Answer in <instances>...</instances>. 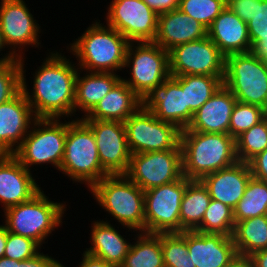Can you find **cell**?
<instances>
[{
  "label": "cell",
  "instance_id": "cell-30",
  "mask_svg": "<svg viewBox=\"0 0 267 267\" xmlns=\"http://www.w3.org/2000/svg\"><path fill=\"white\" fill-rule=\"evenodd\" d=\"M211 197L200 180H192L184 192L180 205V233L194 231L203 219Z\"/></svg>",
  "mask_w": 267,
  "mask_h": 267
},
{
  "label": "cell",
  "instance_id": "cell-28",
  "mask_svg": "<svg viewBox=\"0 0 267 267\" xmlns=\"http://www.w3.org/2000/svg\"><path fill=\"white\" fill-rule=\"evenodd\" d=\"M232 238L238 257L249 258L267 249V215L237 222Z\"/></svg>",
  "mask_w": 267,
  "mask_h": 267
},
{
  "label": "cell",
  "instance_id": "cell-5",
  "mask_svg": "<svg viewBox=\"0 0 267 267\" xmlns=\"http://www.w3.org/2000/svg\"><path fill=\"white\" fill-rule=\"evenodd\" d=\"M67 206L66 201L54 202L41 190L29 201L4 210L2 223L8 232L31 238L43 247L65 222Z\"/></svg>",
  "mask_w": 267,
  "mask_h": 267
},
{
  "label": "cell",
  "instance_id": "cell-4",
  "mask_svg": "<svg viewBox=\"0 0 267 267\" xmlns=\"http://www.w3.org/2000/svg\"><path fill=\"white\" fill-rule=\"evenodd\" d=\"M88 191L96 205L112 217L102 221L111 223L114 220L120 229L128 230L126 234L144 232V191L126 175L103 177Z\"/></svg>",
  "mask_w": 267,
  "mask_h": 267
},
{
  "label": "cell",
  "instance_id": "cell-16",
  "mask_svg": "<svg viewBox=\"0 0 267 267\" xmlns=\"http://www.w3.org/2000/svg\"><path fill=\"white\" fill-rule=\"evenodd\" d=\"M93 132L102 168L109 175H125L131 152L124 122L82 120Z\"/></svg>",
  "mask_w": 267,
  "mask_h": 267
},
{
  "label": "cell",
  "instance_id": "cell-47",
  "mask_svg": "<svg viewBox=\"0 0 267 267\" xmlns=\"http://www.w3.org/2000/svg\"><path fill=\"white\" fill-rule=\"evenodd\" d=\"M249 260L252 267H267V249L254 253Z\"/></svg>",
  "mask_w": 267,
  "mask_h": 267
},
{
  "label": "cell",
  "instance_id": "cell-42",
  "mask_svg": "<svg viewBox=\"0 0 267 267\" xmlns=\"http://www.w3.org/2000/svg\"><path fill=\"white\" fill-rule=\"evenodd\" d=\"M63 264L62 261L60 262L43 251L30 259L19 261V267H63Z\"/></svg>",
  "mask_w": 267,
  "mask_h": 267
},
{
  "label": "cell",
  "instance_id": "cell-23",
  "mask_svg": "<svg viewBox=\"0 0 267 267\" xmlns=\"http://www.w3.org/2000/svg\"><path fill=\"white\" fill-rule=\"evenodd\" d=\"M207 36V28L178 8L158 15L154 43L169 51L173 47Z\"/></svg>",
  "mask_w": 267,
  "mask_h": 267
},
{
  "label": "cell",
  "instance_id": "cell-21",
  "mask_svg": "<svg viewBox=\"0 0 267 267\" xmlns=\"http://www.w3.org/2000/svg\"><path fill=\"white\" fill-rule=\"evenodd\" d=\"M252 176L248 163L235 164L204 176L200 181L207 188L211 199L234 209L243 197Z\"/></svg>",
  "mask_w": 267,
  "mask_h": 267
},
{
  "label": "cell",
  "instance_id": "cell-15",
  "mask_svg": "<svg viewBox=\"0 0 267 267\" xmlns=\"http://www.w3.org/2000/svg\"><path fill=\"white\" fill-rule=\"evenodd\" d=\"M143 191L179 180L182 172V151L172 149L131 154L125 174Z\"/></svg>",
  "mask_w": 267,
  "mask_h": 267
},
{
  "label": "cell",
  "instance_id": "cell-45",
  "mask_svg": "<svg viewBox=\"0 0 267 267\" xmlns=\"http://www.w3.org/2000/svg\"><path fill=\"white\" fill-rule=\"evenodd\" d=\"M82 254V258L80 260V263H78L79 265L76 266V267H116L114 265H111V264H108L106 263L104 260L102 259H99V258H96L92 255H89L87 253H85L83 251L80 252ZM65 266L63 267H66V264H64Z\"/></svg>",
  "mask_w": 267,
  "mask_h": 267
},
{
  "label": "cell",
  "instance_id": "cell-38",
  "mask_svg": "<svg viewBox=\"0 0 267 267\" xmlns=\"http://www.w3.org/2000/svg\"><path fill=\"white\" fill-rule=\"evenodd\" d=\"M20 59L0 63V104L14 98L22 90Z\"/></svg>",
  "mask_w": 267,
  "mask_h": 267
},
{
  "label": "cell",
  "instance_id": "cell-27",
  "mask_svg": "<svg viewBox=\"0 0 267 267\" xmlns=\"http://www.w3.org/2000/svg\"><path fill=\"white\" fill-rule=\"evenodd\" d=\"M142 106V99L122 80L81 120L125 122Z\"/></svg>",
  "mask_w": 267,
  "mask_h": 267
},
{
  "label": "cell",
  "instance_id": "cell-20",
  "mask_svg": "<svg viewBox=\"0 0 267 267\" xmlns=\"http://www.w3.org/2000/svg\"><path fill=\"white\" fill-rule=\"evenodd\" d=\"M192 267H227L238 254L232 236L187 231Z\"/></svg>",
  "mask_w": 267,
  "mask_h": 267
},
{
  "label": "cell",
  "instance_id": "cell-31",
  "mask_svg": "<svg viewBox=\"0 0 267 267\" xmlns=\"http://www.w3.org/2000/svg\"><path fill=\"white\" fill-rule=\"evenodd\" d=\"M185 91L186 107L194 114L223 84L224 76H171Z\"/></svg>",
  "mask_w": 267,
  "mask_h": 267
},
{
  "label": "cell",
  "instance_id": "cell-51",
  "mask_svg": "<svg viewBox=\"0 0 267 267\" xmlns=\"http://www.w3.org/2000/svg\"><path fill=\"white\" fill-rule=\"evenodd\" d=\"M0 267H19V261L2 257L0 258Z\"/></svg>",
  "mask_w": 267,
  "mask_h": 267
},
{
  "label": "cell",
  "instance_id": "cell-50",
  "mask_svg": "<svg viewBox=\"0 0 267 267\" xmlns=\"http://www.w3.org/2000/svg\"><path fill=\"white\" fill-rule=\"evenodd\" d=\"M227 267H252L249 258L238 257Z\"/></svg>",
  "mask_w": 267,
  "mask_h": 267
},
{
  "label": "cell",
  "instance_id": "cell-12",
  "mask_svg": "<svg viewBox=\"0 0 267 267\" xmlns=\"http://www.w3.org/2000/svg\"><path fill=\"white\" fill-rule=\"evenodd\" d=\"M28 7L24 0H0V29L3 40L17 58L24 57L27 48L40 50L43 47L42 40L39 39L41 32L44 34L43 28Z\"/></svg>",
  "mask_w": 267,
  "mask_h": 267
},
{
  "label": "cell",
  "instance_id": "cell-34",
  "mask_svg": "<svg viewBox=\"0 0 267 267\" xmlns=\"http://www.w3.org/2000/svg\"><path fill=\"white\" fill-rule=\"evenodd\" d=\"M238 161L248 163L267 149V116L235 139Z\"/></svg>",
  "mask_w": 267,
  "mask_h": 267
},
{
  "label": "cell",
  "instance_id": "cell-52",
  "mask_svg": "<svg viewBox=\"0 0 267 267\" xmlns=\"http://www.w3.org/2000/svg\"><path fill=\"white\" fill-rule=\"evenodd\" d=\"M264 61H265V64H266V66H267V57L264 59Z\"/></svg>",
  "mask_w": 267,
  "mask_h": 267
},
{
  "label": "cell",
  "instance_id": "cell-26",
  "mask_svg": "<svg viewBox=\"0 0 267 267\" xmlns=\"http://www.w3.org/2000/svg\"><path fill=\"white\" fill-rule=\"evenodd\" d=\"M121 77L117 73L79 69L75 80L74 119L85 117L115 87ZM77 112H81L80 115Z\"/></svg>",
  "mask_w": 267,
  "mask_h": 267
},
{
  "label": "cell",
  "instance_id": "cell-24",
  "mask_svg": "<svg viewBox=\"0 0 267 267\" xmlns=\"http://www.w3.org/2000/svg\"><path fill=\"white\" fill-rule=\"evenodd\" d=\"M91 222L89 234V244H91L90 247L85 248L84 252L102 259L108 264L120 267L130 250L132 244L130 239L119 230L116 224L101 219H94Z\"/></svg>",
  "mask_w": 267,
  "mask_h": 267
},
{
  "label": "cell",
  "instance_id": "cell-3",
  "mask_svg": "<svg viewBox=\"0 0 267 267\" xmlns=\"http://www.w3.org/2000/svg\"><path fill=\"white\" fill-rule=\"evenodd\" d=\"M182 172L189 180L204 176L235 164V139L224 133L181 131Z\"/></svg>",
  "mask_w": 267,
  "mask_h": 267
},
{
  "label": "cell",
  "instance_id": "cell-37",
  "mask_svg": "<svg viewBox=\"0 0 267 267\" xmlns=\"http://www.w3.org/2000/svg\"><path fill=\"white\" fill-rule=\"evenodd\" d=\"M226 7V0H180L178 9L207 29Z\"/></svg>",
  "mask_w": 267,
  "mask_h": 267
},
{
  "label": "cell",
  "instance_id": "cell-43",
  "mask_svg": "<svg viewBox=\"0 0 267 267\" xmlns=\"http://www.w3.org/2000/svg\"><path fill=\"white\" fill-rule=\"evenodd\" d=\"M248 165L253 177L267 182V149L252 158Z\"/></svg>",
  "mask_w": 267,
  "mask_h": 267
},
{
  "label": "cell",
  "instance_id": "cell-48",
  "mask_svg": "<svg viewBox=\"0 0 267 267\" xmlns=\"http://www.w3.org/2000/svg\"><path fill=\"white\" fill-rule=\"evenodd\" d=\"M3 50H4V52H3ZM5 50H6V53H5ZM7 50H9V49L6 47V45L4 43L2 32L0 29V56H1L0 57V63L9 62V61H13V60L17 59V57L11 51H7Z\"/></svg>",
  "mask_w": 267,
  "mask_h": 267
},
{
  "label": "cell",
  "instance_id": "cell-32",
  "mask_svg": "<svg viewBox=\"0 0 267 267\" xmlns=\"http://www.w3.org/2000/svg\"><path fill=\"white\" fill-rule=\"evenodd\" d=\"M261 215H267V182L251 176L243 197L233 209V218L236 224Z\"/></svg>",
  "mask_w": 267,
  "mask_h": 267
},
{
  "label": "cell",
  "instance_id": "cell-25",
  "mask_svg": "<svg viewBox=\"0 0 267 267\" xmlns=\"http://www.w3.org/2000/svg\"><path fill=\"white\" fill-rule=\"evenodd\" d=\"M207 36L225 57L231 54L248 53L251 50L247 23L227 7L207 29Z\"/></svg>",
  "mask_w": 267,
  "mask_h": 267
},
{
  "label": "cell",
  "instance_id": "cell-39",
  "mask_svg": "<svg viewBox=\"0 0 267 267\" xmlns=\"http://www.w3.org/2000/svg\"><path fill=\"white\" fill-rule=\"evenodd\" d=\"M42 248L36 241L12 232L7 234L4 257L13 260H27L38 254Z\"/></svg>",
  "mask_w": 267,
  "mask_h": 267
},
{
  "label": "cell",
  "instance_id": "cell-6",
  "mask_svg": "<svg viewBox=\"0 0 267 267\" xmlns=\"http://www.w3.org/2000/svg\"><path fill=\"white\" fill-rule=\"evenodd\" d=\"M65 152L60 172L89 190L109 174L102 168L92 130L81 119H67ZM77 183V184H76Z\"/></svg>",
  "mask_w": 267,
  "mask_h": 267
},
{
  "label": "cell",
  "instance_id": "cell-7",
  "mask_svg": "<svg viewBox=\"0 0 267 267\" xmlns=\"http://www.w3.org/2000/svg\"><path fill=\"white\" fill-rule=\"evenodd\" d=\"M37 118L13 154L29 171L49 164L60 170L65 152L67 120Z\"/></svg>",
  "mask_w": 267,
  "mask_h": 267
},
{
  "label": "cell",
  "instance_id": "cell-17",
  "mask_svg": "<svg viewBox=\"0 0 267 267\" xmlns=\"http://www.w3.org/2000/svg\"><path fill=\"white\" fill-rule=\"evenodd\" d=\"M142 107L180 130L186 129L193 117L186 107L185 91L171 76L142 99Z\"/></svg>",
  "mask_w": 267,
  "mask_h": 267
},
{
  "label": "cell",
  "instance_id": "cell-19",
  "mask_svg": "<svg viewBox=\"0 0 267 267\" xmlns=\"http://www.w3.org/2000/svg\"><path fill=\"white\" fill-rule=\"evenodd\" d=\"M36 119L22 90L0 104V154H14Z\"/></svg>",
  "mask_w": 267,
  "mask_h": 267
},
{
  "label": "cell",
  "instance_id": "cell-11",
  "mask_svg": "<svg viewBox=\"0 0 267 267\" xmlns=\"http://www.w3.org/2000/svg\"><path fill=\"white\" fill-rule=\"evenodd\" d=\"M124 124L131 154L181 149L182 130L142 106Z\"/></svg>",
  "mask_w": 267,
  "mask_h": 267
},
{
  "label": "cell",
  "instance_id": "cell-13",
  "mask_svg": "<svg viewBox=\"0 0 267 267\" xmlns=\"http://www.w3.org/2000/svg\"><path fill=\"white\" fill-rule=\"evenodd\" d=\"M106 9L104 23L121 33L129 42L154 41L158 14L143 0H112Z\"/></svg>",
  "mask_w": 267,
  "mask_h": 267
},
{
  "label": "cell",
  "instance_id": "cell-36",
  "mask_svg": "<svg viewBox=\"0 0 267 267\" xmlns=\"http://www.w3.org/2000/svg\"><path fill=\"white\" fill-rule=\"evenodd\" d=\"M266 116L267 111L262 107L237 101L231 114L229 135L236 139Z\"/></svg>",
  "mask_w": 267,
  "mask_h": 267
},
{
  "label": "cell",
  "instance_id": "cell-40",
  "mask_svg": "<svg viewBox=\"0 0 267 267\" xmlns=\"http://www.w3.org/2000/svg\"><path fill=\"white\" fill-rule=\"evenodd\" d=\"M251 44L258 36H267V0L255 2L254 16L247 22Z\"/></svg>",
  "mask_w": 267,
  "mask_h": 267
},
{
  "label": "cell",
  "instance_id": "cell-33",
  "mask_svg": "<svg viewBox=\"0 0 267 267\" xmlns=\"http://www.w3.org/2000/svg\"><path fill=\"white\" fill-rule=\"evenodd\" d=\"M234 228L233 209L220 201L211 199L201 224L194 231L232 236Z\"/></svg>",
  "mask_w": 267,
  "mask_h": 267
},
{
  "label": "cell",
  "instance_id": "cell-8",
  "mask_svg": "<svg viewBox=\"0 0 267 267\" xmlns=\"http://www.w3.org/2000/svg\"><path fill=\"white\" fill-rule=\"evenodd\" d=\"M125 69L129 77H121V80L143 99L171 76L169 52L154 42H130L123 67Z\"/></svg>",
  "mask_w": 267,
  "mask_h": 267
},
{
  "label": "cell",
  "instance_id": "cell-18",
  "mask_svg": "<svg viewBox=\"0 0 267 267\" xmlns=\"http://www.w3.org/2000/svg\"><path fill=\"white\" fill-rule=\"evenodd\" d=\"M13 154H0V206L4 210L32 199L42 189Z\"/></svg>",
  "mask_w": 267,
  "mask_h": 267
},
{
  "label": "cell",
  "instance_id": "cell-29",
  "mask_svg": "<svg viewBox=\"0 0 267 267\" xmlns=\"http://www.w3.org/2000/svg\"><path fill=\"white\" fill-rule=\"evenodd\" d=\"M135 241L131 247L124 262L120 267H164L163 253L161 246V233L150 234L139 232L129 233V238Z\"/></svg>",
  "mask_w": 267,
  "mask_h": 267
},
{
  "label": "cell",
  "instance_id": "cell-49",
  "mask_svg": "<svg viewBox=\"0 0 267 267\" xmlns=\"http://www.w3.org/2000/svg\"><path fill=\"white\" fill-rule=\"evenodd\" d=\"M8 231L5 225H0V258L4 257Z\"/></svg>",
  "mask_w": 267,
  "mask_h": 267
},
{
  "label": "cell",
  "instance_id": "cell-44",
  "mask_svg": "<svg viewBox=\"0 0 267 267\" xmlns=\"http://www.w3.org/2000/svg\"><path fill=\"white\" fill-rule=\"evenodd\" d=\"M158 15L175 10L179 7L180 0H143Z\"/></svg>",
  "mask_w": 267,
  "mask_h": 267
},
{
  "label": "cell",
  "instance_id": "cell-41",
  "mask_svg": "<svg viewBox=\"0 0 267 267\" xmlns=\"http://www.w3.org/2000/svg\"><path fill=\"white\" fill-rule=\"evenodd\" d=\"M260 0H226V7L241 20L248 22L254 16L255 2Z\"/></svg>",
  "mask_w": 267,
  "mask_h": 267
},
{
  "label": "cell",
  "instance_id": "cell-10",
  "mask_svg": "<svg viewBox=\"0 0 267 267\" xmlns=\"http://www.w3.org/2000/svg\"><path fill=\"white\" fill-rule=\"evenodd\" d=\"M191 181L182 176L144 191V233H180V205Z\"/></svg>",
  "mask_w": 267,
  "mask_h": 267
},
{
  "label": "cell",
  "instance_id": "cell-22",
  "mask_svg": "<svg viewBox=\"0 0 267 267\" xmlns=\"http://www.w3.org/2000/svg\"><path fill=\"white\" fill-rule=\"evenodd\" d=\"M237 100L222 84L210 99L202 105L189 123V131L229 134L231 114Z\"/></svg>",
  "mask_w": 267,
  "mask_h": 267
},
{
  "label": "cell",
  "instance_id": "cell-2",
  "mask_svg": "<svg viewBox=\"0 0 267 267\" xmlns=\"http://www.w3.org/2000/svg\"><path fill=\"white\" fill-rule=\"evenodd\" d=\"M101 20L92 21L78 38L66 44L79 69L117 73L123 70L129 41Z\"/></svg>",
  "mask_w": 267,
  "mask_h": 267
},
{
  "label": "cell",
  "instance_id": "cell-1",
  "mask_svg": "<svg viewBox=\"0 0 267 267\" xmlns=\"http://www.w3.org/2000/svg\"><path fill=\"white\" fill-rule=\"evenodd\" d=\"M61 50H47L49 53L46 52L42 64L38 65L34 73L31 72V86L27 82L25 69V61L29 58H19L22 91L36 118L74 119L75 80L79 68L72 55L66 56Z\"/></svg>",
  "mask_w": 267,
  "mask_h": 267
},
{
  "label": "cell",
  "instance_id": "cell-35",
  "mask_svg": "<svg viewBox=\"0 0 267 267\" xmlns=\"http://www.w3.org/2000/svg\"><path fill=\"white\" fill-rule=\"evenodd\" d=\"M164 267H192L187 246V231L161 233Z\"/></svg>",
  "mask_w": 267,
  "mask_h": 267
},
{
  "label": "cell",
  "instance_id": "cell-46",
  "mask_svg": "<svg viewBox=\"0 0 267 267\" xmlns=\"http://www.w3.org/2000/svg\"><path fill=\"white\" fill-rule=\"evenodd\" d=\"M250 52L264 60L267 57V36H258V41L251 44Z\"/></svg>",
  "mask_w": 267,
  "mask_h": 267
},
{
  "label": "cell",
  "instance_id": "cell-14",
  "mask_svg": "<svg viewBox=\"0 0 267 267\" xmlns=\"http://www.w3.org/2000/svg\"><path fill=\"white\" fill-rule=\"evenodd\" d=\"M168 52L171 76H225V56L208 36L177 45Z\"/></svg>",
  "mask_w": 267,
  "mask_h": 267
},
{
  "label": "cell",
  "instance_id": "cell-9",
  "mask_svg": "<svg viewBox=\"0 0 267 267\" xmlns=\"http://www.w3.org/2000/svg\"><path fill=\"white\" fill-rule=\"evenodd\" d=\"M223 84L238 102L257 105L267 111V66L251 52L225 57Z\"/></svg>",
  "mask_w": 267,
  "mask_h": 267
}]
</instances>
